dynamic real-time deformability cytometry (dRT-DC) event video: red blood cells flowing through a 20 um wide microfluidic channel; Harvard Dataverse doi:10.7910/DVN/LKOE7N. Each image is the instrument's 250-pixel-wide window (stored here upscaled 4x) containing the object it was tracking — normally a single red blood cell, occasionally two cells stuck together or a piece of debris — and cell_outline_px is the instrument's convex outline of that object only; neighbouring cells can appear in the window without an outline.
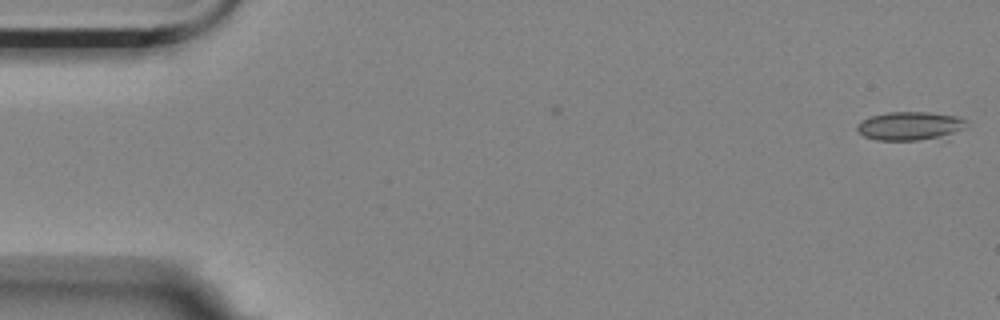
{"species": "Egyptian fruit bat (a non-hibernating species)", "species_latin": "Rousettus aegyptiacus", "temperature_condition": "room temperature", "stored_images_in_passage": 4, "camera_frame_rate_fps": 3000, "um_per_image_px": 0.085, "animal": {"sex": "female"}, "frame": {"image": 1, "passage_image": 1, "time_ms": 0.0, "image_size_px": [1000, 320], "cell_outline_px": [[968, 120], [948, 140], [876, 140], [864, 136], [856, 132], [856, 128], [864, 120], [872, 116], [888, 112], [928, 112], [956, 116]], "centroid_in_image_um": [77.4, 10.74], "position_along_channel_um": 7.6, "area_um2": 18.5}}